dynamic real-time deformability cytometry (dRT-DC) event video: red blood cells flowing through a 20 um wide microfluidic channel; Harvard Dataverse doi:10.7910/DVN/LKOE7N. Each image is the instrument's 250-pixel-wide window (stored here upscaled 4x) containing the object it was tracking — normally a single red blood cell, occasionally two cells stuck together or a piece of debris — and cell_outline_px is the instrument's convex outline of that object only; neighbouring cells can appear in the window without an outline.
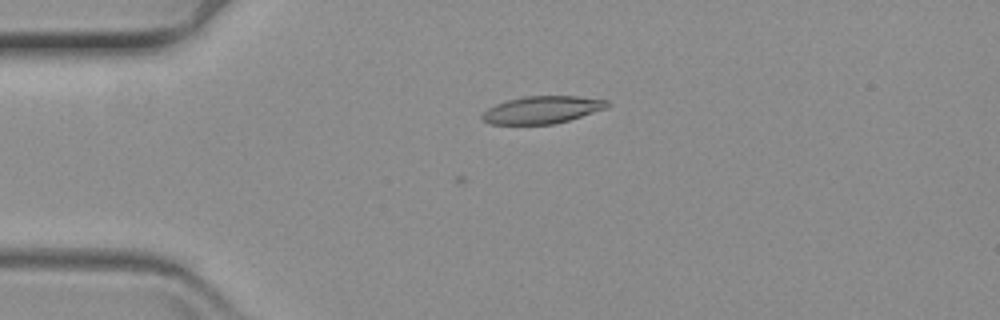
{"species": "common noctule bat (a hibernating species)", "species_latin": "Nyctalus noctula", "temperature_condition": "warm", "stored_images_in_passage": 6, "camera_frame_rate_fps": 3000, "um_per_image_px": 0.085, "animal": {"sex": "female", "body_mass_g": 19.3, "forearm_length_mm": 54.1}, "frame": {"image": 1, "passage_image": 1, "time_ms": 0.0, "image_size_px": [1000, 320], "cell_outline_px": [[612, 104], [608, 108], [568, 120], [552, 124], [488, 124], [480, 116], [488, 108], [496, 104], [508, 100], [524, 96], [576, 96], [608, 100]], "centroid_in_image_um": [46.11, 9.33], "position_along_channel_um": 38.9, "area_um2": 19.94}}